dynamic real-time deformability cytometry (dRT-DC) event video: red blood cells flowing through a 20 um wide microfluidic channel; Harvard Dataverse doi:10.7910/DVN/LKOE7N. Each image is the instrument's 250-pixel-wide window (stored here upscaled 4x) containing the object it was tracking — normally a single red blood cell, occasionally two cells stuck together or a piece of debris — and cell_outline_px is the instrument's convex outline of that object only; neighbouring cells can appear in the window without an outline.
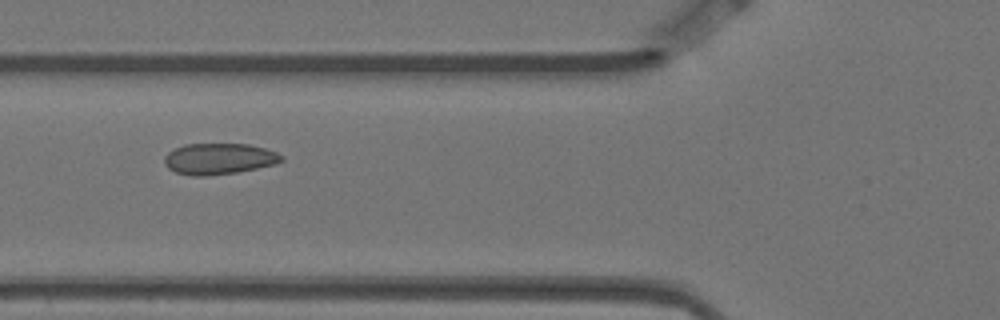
{"species": "Egyptian fruit bat (a non-hibernating species)", "species_latin": "Rousettus aegyptiacus", "temperature_condition": "warm", "stored_images_in_passage": 6, "camera_frame_rate_fps": 3000, "um_per_image_px": 0.085, "animal": {"sex": "female"}, "frame": {"image": 1, "passage_image": 6, "time_ms": 1.667, "image_size_px": [1000, 320], "cell_outline_px": [[284, 160], [276, 164], [236, 172], [204, 176], [192, 176], [176, 172], [168, 168], [164, 164], [164, 156], [168, 152], [184, 144], [248, 144], [264, 148], [276, 152], [284, 156]], "centroid_in_image_um": [18.61, 13.49], "position_along_channel_um": 107.2, "area_um2": 21.21}}